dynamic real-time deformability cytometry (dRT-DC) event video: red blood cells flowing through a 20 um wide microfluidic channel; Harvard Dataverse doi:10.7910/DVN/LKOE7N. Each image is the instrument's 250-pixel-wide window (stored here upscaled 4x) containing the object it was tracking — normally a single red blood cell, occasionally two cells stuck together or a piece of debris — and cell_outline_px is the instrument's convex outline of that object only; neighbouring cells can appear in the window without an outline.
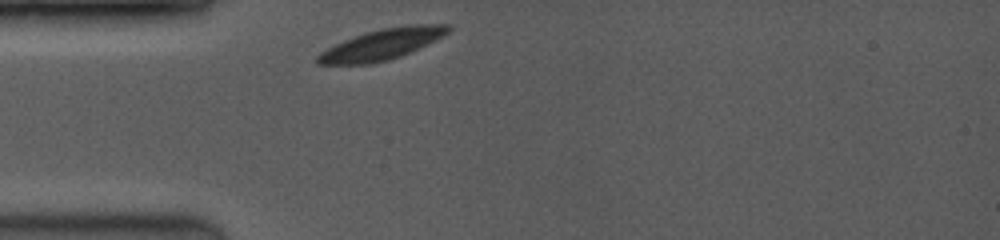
{"species": "common noctule bat (a hibernating species)", "species_latin": "Nyctalus noctula", "temperature_condition": "room temperature", "stored_images_in_passage": 28, "camera_frame_rate_fps": 3500, "um_per_image_px": 0.085, "animal": {"sex": "female", "body_mass_g": 19.0, "forearm_length_mm": 53.3}, "frame": {"image": 1, "passage_image": 1, "time_ms": 0.0, "image_size_px": [1000, 240], "cell_outline_px": [[452, 28], [444, 36], [428, 44], [400, 56], [388, 60], [368, 64], [316, 64], [316, 56], [320, 52], [344, 40], [364, 32], [380, 28], [408, 24], [452, 24]], "centroid_in_image_um": [32.5, 3.75], "position_along_channel_um": 52.5, "area_um2": 23.52}}
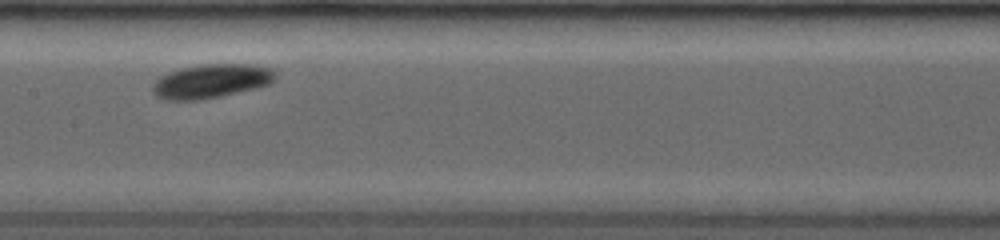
{"frame": {"image": 2, "passage_image": 10, "time_ms": 3.714, "image_size_px": [1000, 240], "cell_outline_px": [[276, 76], [268, 84], [220, 96], [196, 100], [168, 100], [156, 96], [152, 88], [152, 84], [160, 76], [168, 72], [180, 68], [204, 64], [248, 64], [268, 68], [276, 72]], "centroid_in_image_um": [17.89, 6.89], "position_along_channel_um": 189.5, "area_um2": 23.87}}
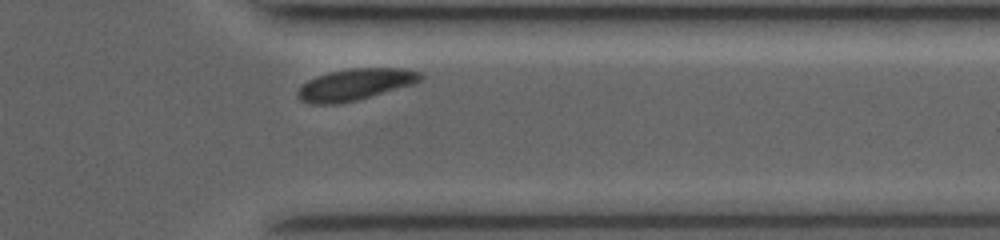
{"frame": {"image": 3, "passage_image": 25, "time_ms": 8.571, "image_size_px": [1000, 240], "cell_outline_px": [[424, 76], [420, 80], [412, 84], [356, 100], [340, 104], [312, 104], [300, 100], [296, 96], [296, 92], [308, 80], [316, 76], [328, 72], [352, 68], [404, 68], [420, 72]], "centroid_in_image_um": [30.15, 7.18], "position_along_channel_um": 381.2, "area_um2": 22.43}, "authors_computed_cell_mechanics": {"area_um2": 23.12, "velocity_mm_per_s": 3.9098, "shape_relaxation_time_tau1_ms": 1.3132, "shape_relaxation_time_tau2_ms": null, "deformation_change_tau1": 0.0791, "deformation_change_tau2": null}}